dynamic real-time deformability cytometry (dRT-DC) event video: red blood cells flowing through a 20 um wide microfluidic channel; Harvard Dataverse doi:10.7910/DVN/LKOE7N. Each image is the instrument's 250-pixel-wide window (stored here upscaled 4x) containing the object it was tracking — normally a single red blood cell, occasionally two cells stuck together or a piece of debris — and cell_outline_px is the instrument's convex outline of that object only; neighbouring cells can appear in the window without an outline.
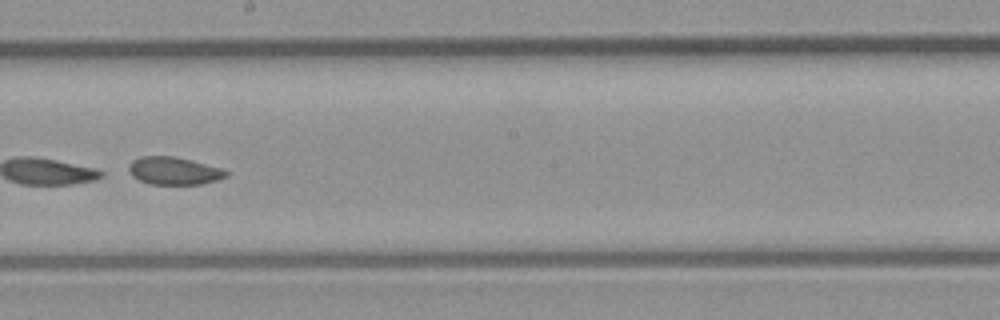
{"species": "common noctule bat (a hibernating species)", "species_latin": "Nyctalus noctula", "temperature_condition": "room temperature", "stored_images_in_passage": 36, "camera_frame_rate_fps": 3000, "um_per_image_px": 0.085, "animal": {"sex": "male", "body_mass_g": 23.1, "forearm_length_mm": 52.7}, "frame": {"image": 1, "passage_image": 16, "time_ms": 5.0, "image_size_px": [1000, 320], "cell_outline_px": [[228, 176], [216, 180], [200, 184], [148, 184], [132, 176], [128, 168], [128, 164], [132, 160], [140, 156], [172, 156], [192, 160], [224, 168], [228, 172]], "centroid_in_image_um": [14.79, 14.51], "position_along_channel_um": 233.4, "area_um2": 15.84}, "authors_computed_cell_mechanics": {"area_um2": 16.473, "velocity_mm_per_s": 4.4271, "shape_relaxation_time_tau1_ms": 0.4277, "shape_relaxation_time_tau2_ms": 4.1393, "deformation_change_tau1": 0.226, "deformation_change_tau2": 0.0783}}